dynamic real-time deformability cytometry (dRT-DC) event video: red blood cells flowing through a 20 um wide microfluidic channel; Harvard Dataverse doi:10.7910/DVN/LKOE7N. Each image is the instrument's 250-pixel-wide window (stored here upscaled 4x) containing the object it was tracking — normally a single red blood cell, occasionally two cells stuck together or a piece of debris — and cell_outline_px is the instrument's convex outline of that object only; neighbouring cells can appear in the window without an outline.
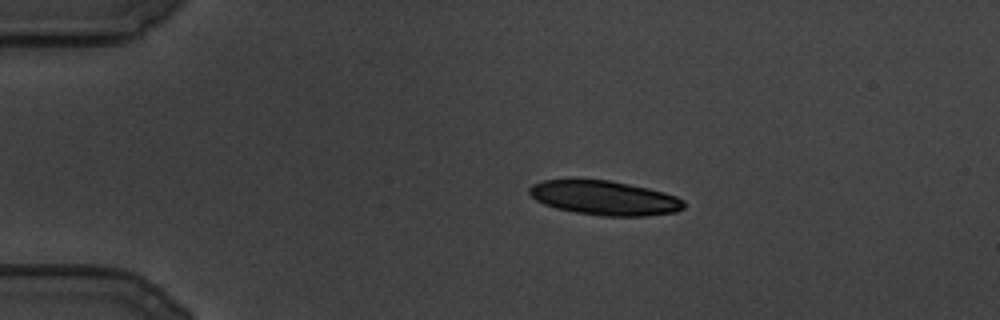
{"species": "common noctule bat (a hibernating species)", "species_latin": "Nyctalus noctula", "temperature_condition": "cold", "stored_images_in_passage": 93, "camera_frame_rate_fps": 3000, "um_per_image_px": 0.085, "animal": {"sex": "male", "body_mass_g": 19.5, "forearm_length_mm": 54.6}, "frame": {"image": 1, "passage_image": 1, "time_ms": 0.0, "image_size_px": [1000, 320], "cell_outline_px": [[684, 208], [676, 212], [644, 216], [600, 216], [576, 212], [556, 208], [544, 204], [536, 200], [528, 192], [528, 188], [532, 184], [544, 180], [608, 180], [648, 188], [664, 192], [676, 196], [684, 200]], "centroid_in_image_um": [51.39, 16.83], "position_along_channel_um": 33.6, "area_um2": 30.81}}